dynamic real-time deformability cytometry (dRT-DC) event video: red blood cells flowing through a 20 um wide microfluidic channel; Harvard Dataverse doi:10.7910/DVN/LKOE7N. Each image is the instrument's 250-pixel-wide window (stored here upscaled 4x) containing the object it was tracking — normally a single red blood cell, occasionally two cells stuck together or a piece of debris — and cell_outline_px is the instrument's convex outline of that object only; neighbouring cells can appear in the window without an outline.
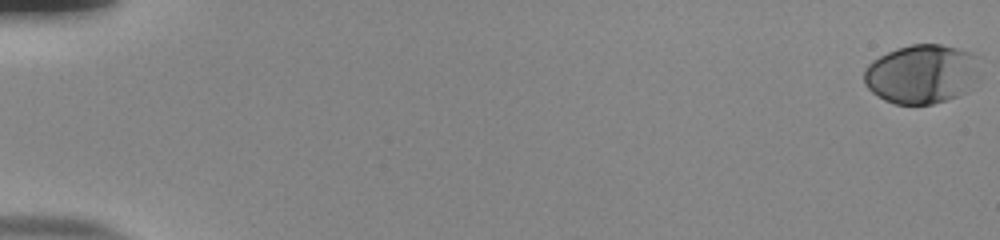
{"species": "human", "species_latin": "Homo sapiens", "temperature_condition": "room temperature", "stored_images_in_passage": 56, "camera_frame_rate_fps": 3000, "um_per_image_px": 0.085, "donor": {"sex": "male"}, "frame": {"image": 1, "passage_image": 1, "time_ms": 0.0, "image_size_px": [1000, 240], "cell_outline_px": [[980, 80], [968, 92], [932, 104], [896, 104], [884, 100], [872, 92], [864, 84], [864, 68], [872, 60], [896, 48], [912, 44], [940, 44], [972, 52], [980, 56]], "centroid_in_image_um": [78.42, 6.28], "position_along_channel_um": 6.6, "area_um2": 40.75}}
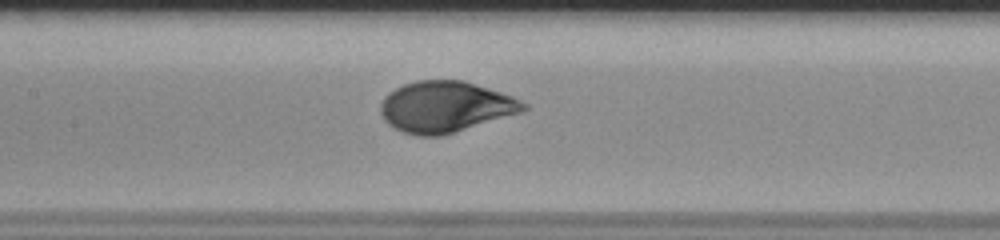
{"frame": {"image": 2, "passage_image": 29, "time_ms": 9.333, "image_size_px": [1000, 240], "cell_outline_px": [[528, 108], [524, 112], [440, 136], [416, 136], [400, 132], [388, 124], [384, 120], [380, 112], [380, 104], [384, 96], [388, 92], [404, 84], [416, 80], [464, 80], [512, 96], [528, 104]], "centroid_in_image_um": [37.84, 9.08], "position_along_channel_um": 169.6, "area_um2": 42.77}}
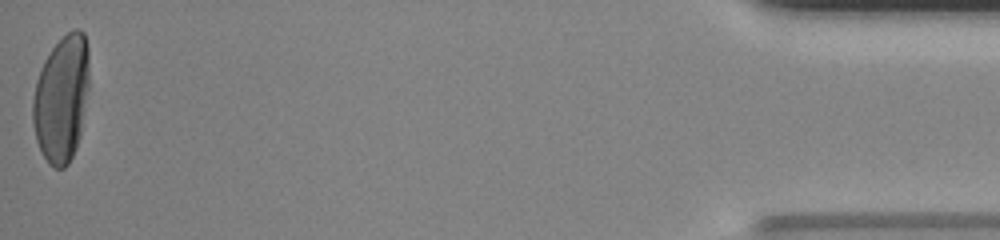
{"frame": {"image": 3, "passage_image": 56, "time_ms": 18.333, "image_size_px": [1000, 240], "cell_outline_px": [[88, 88], [80, 136], [76, 148], [68, 164], [64, 168], [56, 168], [48, 164], [36, 140], [32, 124], [32, 100], [36, 80], [44, 60], [52, 48], [68, 32], [76, 28], [80, 28], [84, 32], [88, 48]], "centroid_in_image_um": [5.22, 8.39], "position_along_channel_um": 430.0, "area_um2": 41.73}, "authors_computed_cell_mechanics": {"area_um2": 41.2114, "velocity_mm_per_s": 3.8189, "shape_relaxation_time_tau1_ms": 3.2306, "shape_relaxation_time_tau2_ms": null, "deformation_change_tau1": 0.1818, "deformation_change_tau2": null}}